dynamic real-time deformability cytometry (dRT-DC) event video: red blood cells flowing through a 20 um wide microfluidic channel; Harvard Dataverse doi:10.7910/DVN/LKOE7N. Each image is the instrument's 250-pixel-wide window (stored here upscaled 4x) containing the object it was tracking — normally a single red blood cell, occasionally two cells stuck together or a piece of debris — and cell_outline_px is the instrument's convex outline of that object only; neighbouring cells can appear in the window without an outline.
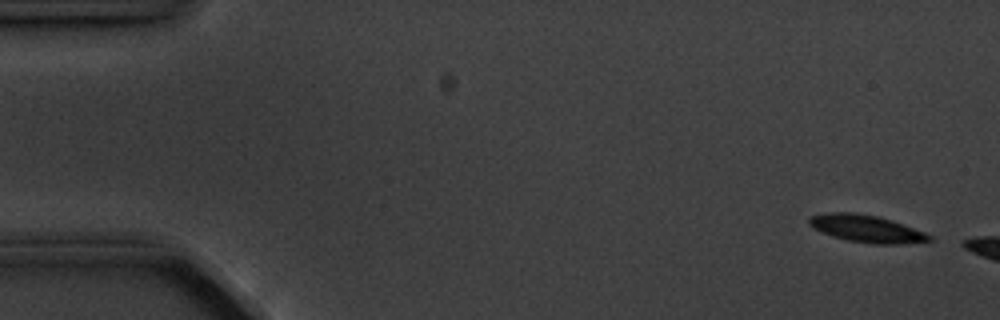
{"species": "common noctule bat (a hibernating species)", "species_latin": "Nyctalus noctula", "temperature_condition": "cold", "stored_images_in_passage": 3, "camera_frame_rate_fps": 3000, "um_per_image_px": 0.085, "animal": {"sex": "male", "body_mass_g": 20.1, "forearm_length_mm": 53.5}, "frame": {"image": 1, "passage_image": 1, "time_ms": 0.0, "image_size_px": [1000, 320], "cell_outline_px": [[932, 240], [896, 244], [872, 244], [848, 240], [832, 236], [812, 228], [808, 224], [808, 220], [812, 216], [828, 212], [856, 212], [880, 216], [892, 220], [924, 232], [932, 236]], "centroid_in_image_um": [73.62, 19.42], "position_along_channel_um": 11.4, "area_um2": 19.07}}